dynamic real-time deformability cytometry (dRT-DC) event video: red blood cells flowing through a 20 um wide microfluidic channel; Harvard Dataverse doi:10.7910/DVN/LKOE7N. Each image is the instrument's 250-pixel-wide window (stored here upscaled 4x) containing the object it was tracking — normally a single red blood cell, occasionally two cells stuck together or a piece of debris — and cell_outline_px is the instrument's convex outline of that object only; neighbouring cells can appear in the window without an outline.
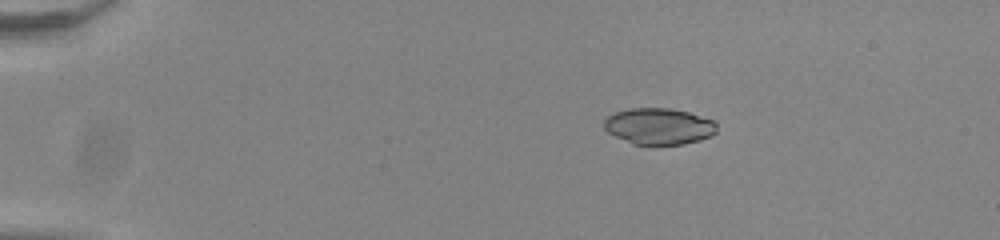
{"species": "common noctule bat (a hibernating species)", "species_latin": "Nyctalus noctula", "temperature_condition": "room temperature", "stored_images_in_passage": 45, "camera_frame_rate_fps": 3000, "um_per_image_px": 0.085, "animal": {"sex": "male", "body_mass_g": 20.0, "forearm_length_mm": 53.3}, "frame": {"image": 1, "passage_image": 1, "time_ms": 0.0, "image_size_px": [1000, 240], "cell_outline_px": [[716, 132], [712, 136], [700, 140], [684, 144], [656, 148], [648, 148], [632, 144], [608, 132], [604, 128], [604, 120], [608, 116], [616, 112], [628, 108], [668, 108], [688, 112], [716, 120]], "centroid_in_image_um": [56.02, 10.78], "position_along_channel_um": 29.0, "area_um2": 24.8}}
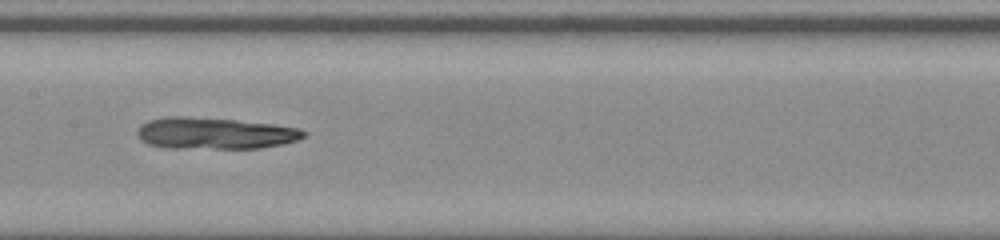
{"frame": {"image": 2, "passage_image": 20, "time_ms": 6.333, "image_size_px": [1000, 240], "cell_outline_px": [[308, 136], [300, 140], [284, 144], [260, 148], [168, 148], [148, 144], [140, 140], [136, 132], [140, 124], [148, 120], [164, 116], [188, 116], [236, 120], [272, 124], [300, 128], [308, 132]], "centroid_in_image_um": [18.28, 11.32], "position_along_channel_um": 189.1, "area_um2": 31.15}}
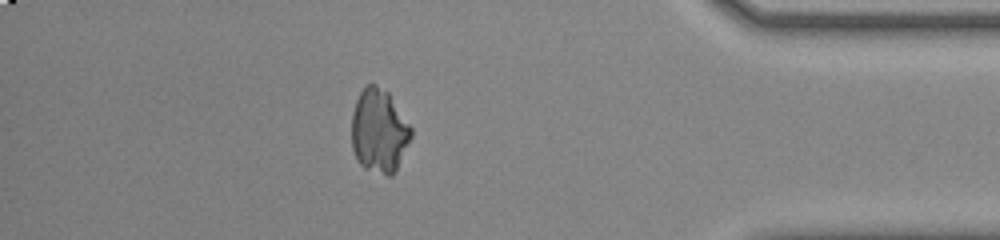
{"frame": {"image": 3, "passage_image": 39, "time_ms": 12.667, "image_size_px": [1000, 240], "cell_outline_px": [[412, 136], [396, 172], [392, 176], [388, 176], [364, 168], [356, 160], [352, 148], [352, 112], [356, 100], [360, 92], [368, 84], [376, 84], [388, 92], [412, 128]], "centroid_in_image_um": [32.22, 11.15], "position_along_channel_um": 403.0, "area_um2": 29.19}}